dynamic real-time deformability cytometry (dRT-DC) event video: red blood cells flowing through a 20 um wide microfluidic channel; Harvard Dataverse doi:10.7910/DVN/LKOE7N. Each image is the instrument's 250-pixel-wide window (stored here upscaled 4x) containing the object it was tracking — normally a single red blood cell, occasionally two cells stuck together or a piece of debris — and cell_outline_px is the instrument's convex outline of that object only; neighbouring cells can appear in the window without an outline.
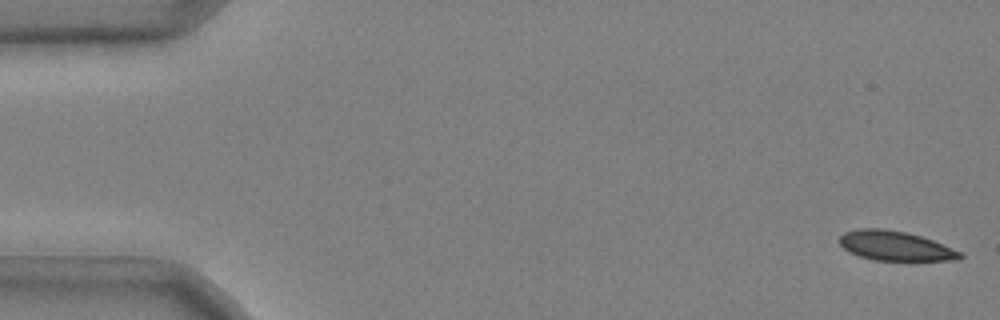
{"species": "common noctule bat (a hibernating species)", "species_latin": "Nyctalus noctula", "temperature_condition": "cold", "stored_images_in_passage": 52, "camera_frame_rate_fps": 3000, "um_per_image_px": 0.085, "animal": {"sex": "male", "body_mass_g": 20.4}, "frame": {"image": 1, "passage_image": 1, "time_ms": 0.0, "image_size_px": [1000, 320], "cell_outline_px": [[964, 256], [960, 260], [872, 260], [848, 252], [840, 244], [840, 236], [844, 232], [860, 228], [884, 228], [904, 232], [920, 236], [932, 240], [960, 252]], "centroid_in_image_um": [76.06, 20.9], "position_along_channel_um": 8.9, "area_um2": 20.58}}
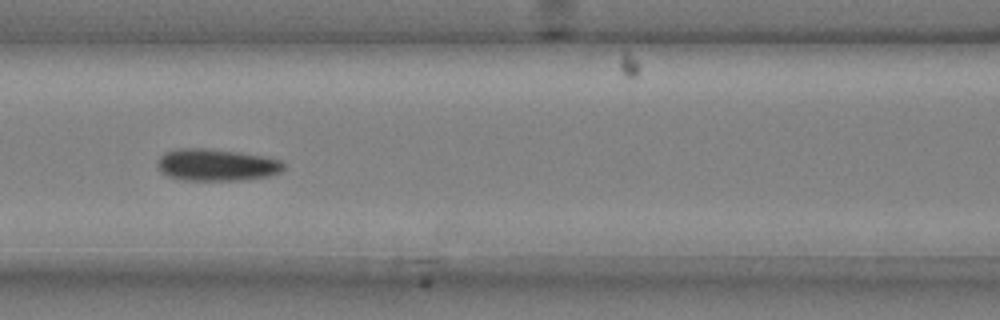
{"frame": {"image": 2, "passage_image": 23, "time_ms": 7.333, "image_size_px": [1000, 320], "cell_outline_px": [[284, 168], [280, 172], [268, 176], [240, 180], [180, 180], [168, 176], [160, 172], [156, 164], [156, 160], [164, 152], [176, 148], [208, 148], [240, 152], [264, 156], [280, 160], [284, 164]], "centroid_in_image_um": [18.34, 14.0], "position_along_channel_um": 148.3, "area_um2": 23.81}}
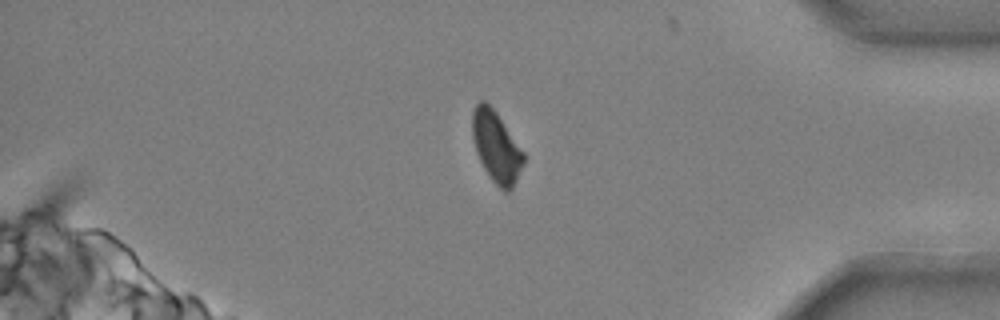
{"frame": {"image": 3, "passage_image": 45, "time_ms": 14.667, "image_size_px": [1000, 320], "cell_outline_px": [[524, 164], [512, 188], [508, 192], [504, 192], [492, 180], [484, 168], [476, 152], [472, 140], [472, 112], [476, 104], [480, 100], [484, 100], [496, 112], [524, 152]], "centroid_in_image_um": [42.17, 12.48], "position_along_channel_um": 393.0, "area_um2": 21.1}}